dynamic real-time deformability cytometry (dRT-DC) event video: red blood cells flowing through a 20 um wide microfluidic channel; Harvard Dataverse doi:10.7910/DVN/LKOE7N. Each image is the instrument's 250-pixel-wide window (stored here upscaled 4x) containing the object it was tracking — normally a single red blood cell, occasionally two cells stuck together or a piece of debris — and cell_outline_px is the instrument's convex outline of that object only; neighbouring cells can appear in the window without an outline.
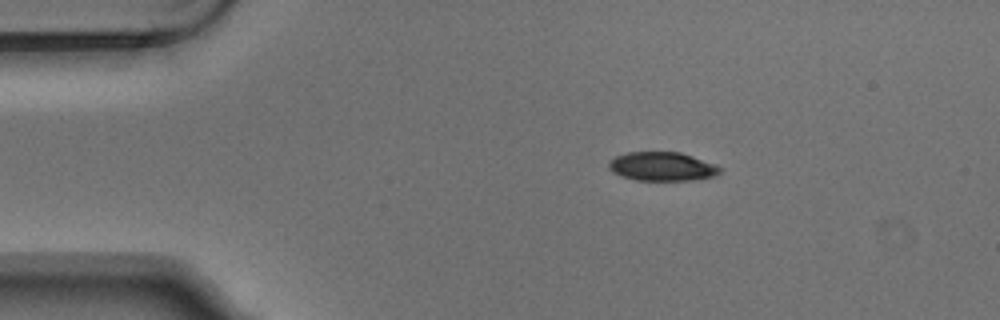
{"species": "Egyptian fruit bat (a non-hibernating species)", "species_latin": "Rousettus aegyptiacus", "temperature_condition": "warm", "stored_images_in_passage": 4, "camera_frame_rate_fps": 3000, "um_per_image_px": 0.085, "animal": {"sex": "male"}, "frame": {"image": 1, "passage_image": 1, "time_ms": 0.0, "image_size_px": [1000, 320], "cell_outline_px": [[724, 168], [716, 176], [692, 180], [636, 180], [612, 172], [608, 168], [608, 160], [616, 156], [628, 152], [680, 152], [716, 164]], "centroid_in_image_um": [56.3, 14.15], "position_along_channel_um": 28.7, "area_um2": 18.79}}
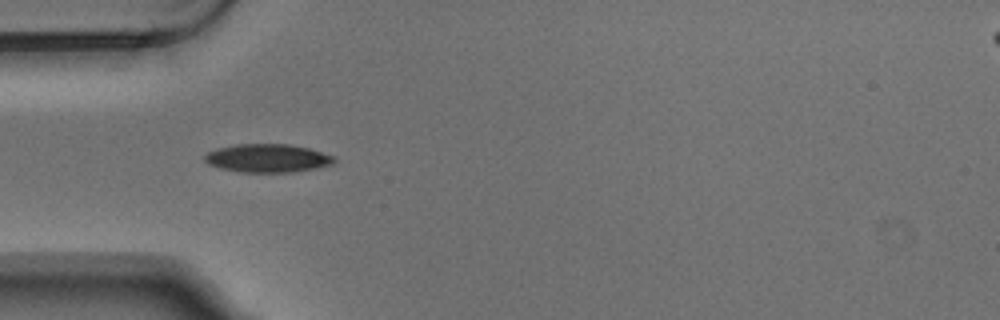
{"frame": {"image": 2, "passage_image": 3, "time_ms": 0.667, "image_size_px": [1000, 320], "cell_outline_px": [[336, 160], [332, 164], [316, 168], [292, 172], [240, 172], [220, 168], [208, 164], [204, 160], [204, 156], [208, 152], [216, 148], [236, 144], [288, 144], [308, 148], [336, 156]], "centroid_in_image_um": [22.74, 13.44], "position_along_channel_um": 62.3, "area_um2": 21.44}}
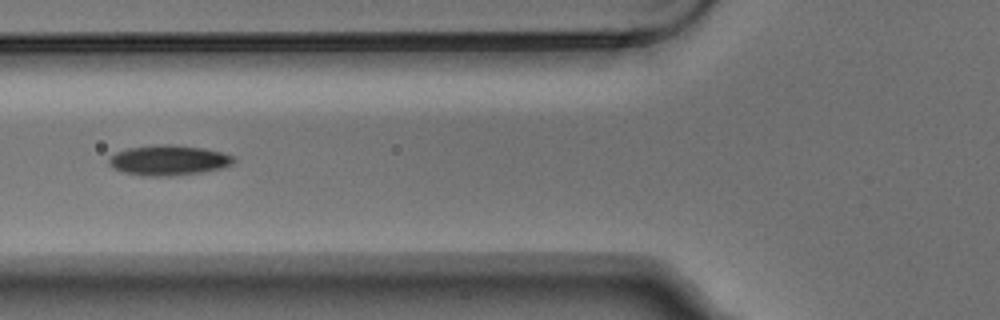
{"frame": {"image": 3, "passage_image": 4, "time_ms": 1.0, "image_size_px": [1000, 320], "cell_outline_px": [[236, 160], [232, 164], [220, 168], [204, 172], [172, 176], [152, 176], [124, 172], [112, 168], [108, 164], [108, 160], [116, 152], [128, 148], [152, 144], [172, 144], [204, 148], [220, 152], [232, 156]], "centroid_in_image_um": [14.32, 13.61], "position_along_channel_um": 111.5, "area_um2": 21.96}}